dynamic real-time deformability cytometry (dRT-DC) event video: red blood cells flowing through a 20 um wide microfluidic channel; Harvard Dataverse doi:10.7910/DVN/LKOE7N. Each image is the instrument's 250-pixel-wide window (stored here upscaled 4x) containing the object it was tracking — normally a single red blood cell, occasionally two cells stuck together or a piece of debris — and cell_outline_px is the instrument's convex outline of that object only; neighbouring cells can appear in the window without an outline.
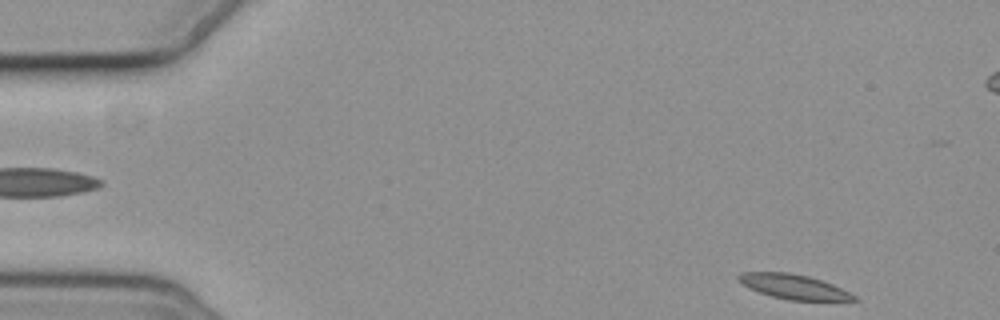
{"species": "common noctule bat (a hibernating species)", "species_latin": "Nyctalus noctula", "temperature_condition": "cold", "stored_images_in_passage": 5, "segment_of_instrument_passage": [2, 2], "camera_frame_rate_fps": 3000, "um_per_image_px": 0.085, "animal": {"sex": "female", "body_mass_g": 19.3, "forearm_length_mm": 54.1}, "frame": {"image": 1, "passage_image": 5, "time_ms": 5.667, "image_size_px": [1000, 320], "cell_outline_px": [[860, 300], [788, 300], [772, 296], [748, 288], [736, 280], [736, 276], [740, 272], [788, 272], [808, 276], [832, 284], [856, 296]], "centroid_in_image_um": [67.39, 24.35], "position_along_channel_um": 17.6, "area_um2": 16.47}}